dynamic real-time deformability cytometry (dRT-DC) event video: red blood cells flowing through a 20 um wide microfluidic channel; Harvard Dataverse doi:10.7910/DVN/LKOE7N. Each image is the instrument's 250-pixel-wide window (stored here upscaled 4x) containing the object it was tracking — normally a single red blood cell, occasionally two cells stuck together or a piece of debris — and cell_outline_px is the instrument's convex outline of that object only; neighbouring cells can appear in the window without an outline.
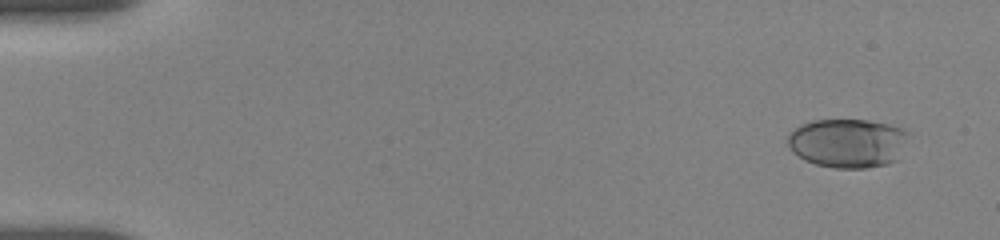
{"species": "human", "species_latin": "Homo sapiens", "temperature_condition": "room temperature", "stored_images_in_passage": 11, "camera_frame_rate_fps": 3000, "um_per_image_px": 0.085, "donor": {"sex": "female"}, "frame": {"image": 1, "passage_image": 1, "time_ms": 0.0, "image_size_px": [1000, 240], "cell_outline_px": [[908, 132], [900, 160], [888, 164], [864, 168], [836, 168], [816, 164], [804, 160], [792, 152], [788, 148], [788, 136], [800, 124], [812, 120], [868, 120], [888, 124], [900, 128]], "centroid_in_image_um": [72.06, 12.17], "position_along_channel_um": 12.9, "area_um2": 34.68}}
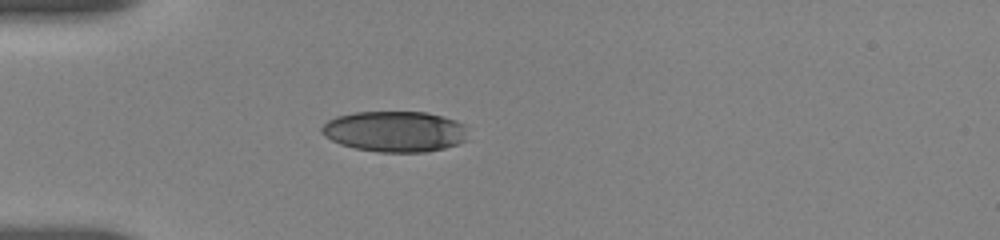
{"frame": {"image": 2, "passage_image": 8, "time_ms": 4.333, "image_size_px": [1000, 240], "cell_outline_px": [[464, 140], [456, 144], [444, 148], [424, 152], [380, 152], [356, 148], [340, 144], [324, 136], [320, 132], [320, 128], [328, 120], [336, 116], [356, 112], [424, 112], [444, 116], [456, 120], [464, 124]], "centroid_in_image_um": [33.51, 11.17], "position_along_channel_um": 51.5, "area_um2": 34.56}}
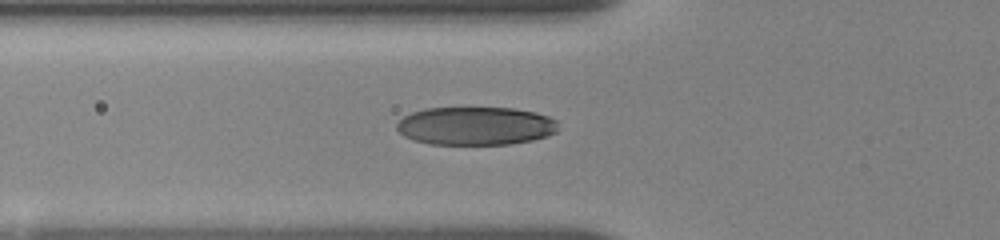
{"frame": {"image": 3, "passage_image": 10, "time_ms": 5.667, "image_size_px": [1000, 240], "cell_outline_px": [[556, 132], [548, 136], [532, 140], [512, 144], [428, 144], [412, 140], [404, 136], [396, 128], [396, 124], [404, 116], [412, 112], [428, 108], [512, 108], [536, 112], [548, 116], [556, 120]], "centroid_in_image_um": [40.41, 10.71], "position_along_channel_um": 85.4, "area_um2": 36.07}}